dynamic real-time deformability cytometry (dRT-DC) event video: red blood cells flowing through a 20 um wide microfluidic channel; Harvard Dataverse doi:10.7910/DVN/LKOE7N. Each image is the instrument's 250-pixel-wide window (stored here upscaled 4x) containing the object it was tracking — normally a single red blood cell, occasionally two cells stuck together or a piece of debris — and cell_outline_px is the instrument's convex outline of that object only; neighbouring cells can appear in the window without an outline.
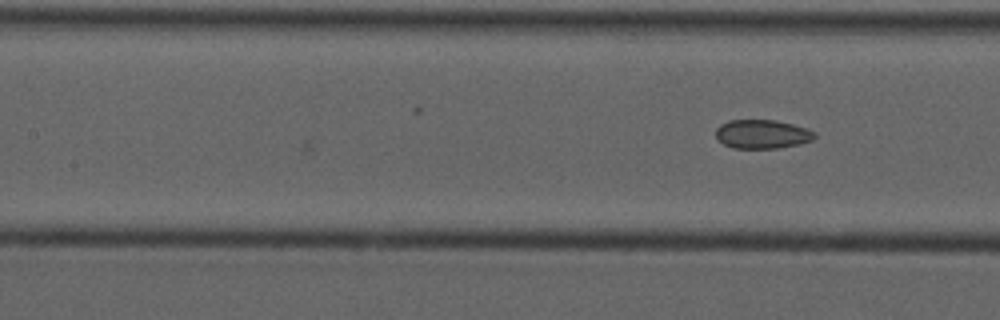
{"species": "common noctule bat (a hibernating species)", "species_latin": "Nyctalus noctula", "temperature_condition": "cold", "stored_images_in_passage": 4, "camera_frame_rate_fps": 3000, "um_per_image_px": 0.085, "animal": {"sex": "male", "forearm_length_mm": 52.5}, "frame": {"image": 1, "passage_image": 4, "time_ms": 3.333, "image_size_px": [1000, 320], "cell_outline_px": [[816, 136], [812, 140], [800, 144], [776, 148], [732, 148], [724, 144], [716, 136], [716, 128], [720, 124], [728, 120], [776, 120], [792, 124], [816, 132]], "centroid_in_image_um": [64.78, 11.4], "position_along_channel_um": 142.6, "area_um2": 16.59}}